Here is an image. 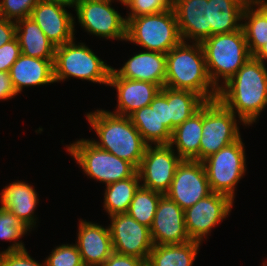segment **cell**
I'll return each mask as SVG.
<instances>
[{
	"label": "cell",
	"instance_id": "cell-3",
	"mask_svg": "<svg viewBox=\"0 0 267 266\" xmlns=\"http://www.w3.org/2000/svg\"><path fill=\"white\" fill-rule=\"evenodd\" d=\"M86 118L100 139L91 140L93 144L139 167L148 144L128 116L101 109L87 113Z\"/></svg>",
	"mask_w": 267,
	"mask_h": 266
},
{
	"label": "cell",
	"instance_id": "cell-10",
	"mask_svg": "<svg viewBox=\"0 0 267 266\" xmlns=\"http://www.w3.org/2000/svg\"><path fill=\"white\" fill-rule=\"evenodd\" d=\"M112 1L77 0L78 22L88 33L105 39L126 40V18L111 6Z\"/></svg>",
	"mask_w": 267,
	"mask_h": 266
},
{
	"label": "cell",
	"instance_id": "cell-5",
	"mask_svg": "<svg viewBox=\"0 0 267 266\" xmlns=\"http://www.w3.org/2000/svg\"><path fill=\"white\" fill-rule=\"evenodd\" d=\"M126 41L147 51L167 54L183 41L174 10L130 18L126 26Z\"/></svg>",
	"mask_w": 267,
	"mask_h": 266
},
{
	"label": "cell",
	"instance_id": "cell-15",
	"mask_svg": "<svg viewBox=\"0 0 267 266\" xmlns=\"http://www.w3.org/2000/svg\"><path fill=\"white\" fill-rule=\"evenodd\" d=\"M150 232L154 245L191 241L186 231L184 210L165 194L159 200Z\"/></svg>",
	"mask_w": 267,
	"mask_h": 266
},
{
	"label": "cell",
	"instance_id": "cell-31",
	"mask_svg": "<svg viewBox=\"0 0 267 266\" xmlns=\"http://www.w3.org/2000/svg\"><path fill=\"white\" fill-rule=\"evenodd\" d=\"M162 195L140 185L134 194L127 213L140 224L150 228Z\"/></svg>",
	"mask_w": 267,
	"mask_h": 266
},
{
	"label": "cell",
	"instance_id": "cell-19",
	"mask_svg": "<svg viewBox=\"0 0 267 266\" xmlns=\"http://www.w3.org/2000/svg\"><path fill=\"white\" fill-rule=\"evenodd\" d=\"M77 243L85 266H102L113 253L109 227L97 223L79 221Z\"/></svg>",
	"mask_w": 267,
	"mask_h": 266
},
{
	"label": "cell",
	"instance_id": "cell-25",
	"mask_svg": "<svg viewBox=\"0 0 267 266\" xmlns=\"http://www.w3.org/2000/svg\"><path fill=\"white\" fill-rule=\"evenodd\" d=\"M202 107L176 127L172 132L170 145L177 148L182 160L199 161L200 140L202 138Z\"/></svg>",
	"mask_w": 267,
	"mask_h": 266
},
{
	"label": "cell",
	"instance_id": "cell-9",
	"mask_svg": "<svg viewBox=\"0 0 267 266\" xmlns=\"http://www.w3.org/2000/svg\"><path fill=\"white\" fill-rule=\"evenodd\" d=\"M236 117L218 99L208 101L202 106L203 136L200 140L199 161L241 137Z\"/></svg>",
	"mask_w": 267,
	"mask_h": 266
},
{
	"label": "cell",
	"instance_id": "cell-39",
	"mask_svg": "<svg viewBox=\"0 0 267 266\" xmlns=\"http://www.w3.org/2000/svg\"><path fill=\"white\" fill-rule=\"evenodd\" d=\"M158 116L162 122L171 131V118L169 104L167 102V87L164 86L158 92Z\"/></svg>",
	"mask_w": 267,
	"mask_h": 266
},
{
	"label": "cell",
	"instance_id": "cell-34",
	"mask_svg": "<svg viewBox=\"0 0 267 266\" xmlns=\"http://www.w3.org/2000/svg\"><path fill=\"white\" fill-rule=\"evenodd\" d=\"M40 0H1L0 17L18 21L30 17L32 9Z\"/></svg>",
	"mask_w": 267,
	"mask_h": 266
},
{
	"label": "cell",
	"instance_id": "cell-14",
	"mask_svg": "<svg viewBox=\"0 0 267 266\" xmlns=\"http://www.w3.org/2000/svg\"><path fill=\"white\" fill-rule=\"evenodd\" d=\"M233 201L226 195L212 192L184 211L185 226L192 241L202 242L213 227L231 212Z\"/></svg>",
	"mask_w": 267,
	"mask_h": 266
},
{
	"label": "cell",
	"instance_id": "cell-13",
	"mask_svg": "<svg viewBox=\"0 0 267 266\" xmlns=\"http://www.w3.org/2000/svg\"><path fill=\"white\" fill-rule=\"evenodd\" d=\"M211 193L202 161L182 160L165 195L185 211Z\"/></svg>",
	"mask_w": 267,
	"mask_h": 266
},
{
	"label": "cell",
	"instance_id": "cell-36",
	"mask_svg": "<svg viewBox=\"0 0 267 266\" xmlns=\"http://www.w3.org/2000/svg\"><path fill=\"white\" fill-rule=\"evenodd\" d=\"M0 266H47L46 260L40 264L31 258L25 249L17 251H2L0 254Z\"/></svg>",
	"mask_w": 267,
	"mask_h": 266
},
{
	"label": "cell",
	"instance_id": "cell-33",
	"mask_svg": "<svg viewBox=\"0 0 267 266\" xmlns=\"http://www.w3.org/2000/svg\"><path fill=\"white\" fill-rule=\"evenodd\" d=\"M47 266H85L75 244L56 246L46 258Z\"/></svg>",
	"mask_w": 267,
	"mask_h": 266
},
{
	"label": "cell",
	"instance_id": "cell-1",
	"mask_svg": "<svg viewBox=\"0 0 267 266\" xmlns=\"http://www.w3.org/2000/svg\"><path fill=\"white\" fill-rule=\"evenodd\" d=\"M266 63L251 57L218 91V100L242 124L251 125L267 106Z\"/></svg>",
	"mask_w": 267,
	"mask_h": 266
},
{
	"label": "cell",
	"instance_id": "cell-18",
	"mask_svg": "<svg viewBox=\"0 0 267 266\" xmlns=\"http://www.w3.org/2000/svg\"><path fill=\"white\" fill-rule=\"evenodd\" d=\"M108 86L117 90V108L112 113L129 116L134 111L148 106L161 90L157 84L118 77L112 70Z\"/></svg>",
	"mask_w": 267,
	"mask_h": 266
},
{
	"label": "cell",
	"instance_id": "cell-7",
	"mask_svg": "<svg viewBox=\"0 0 267 266\" xmlns=\"http://www.w3.org/2000/svg\"><path fill=\"white\" fill-rule=\"evenodd\" d=\"M66 148L87 176L105 185L132 177L137 172L132 163L100 149L89 139L82 138Z\"/></svg>",
	"mask_w": 267,
	"mask_h": 266
},
{
	"label": "cell",
	"instance_id": "cell-30",
	"mask_svg": "<svg viewBox=\"0 0 267 266\" xmlns=\"http://www.w3.org/2000/svg\"><path fill=\"white\" fill-rule=\"evenodd\" d=\"M167 102L171 118V132L206 103L200 95L192 91L176 90L168 87Z\"/></svg>",
	"mask_w": 267,
	"mask_h": 266
},
{
	"label": "cell",
	"instance_id": "cell-20",
	"mask_svg": "<svg viewBox=\"0 0 267 266\" xmlns=\"http://www.w3.org/2000/svg\"><path fill=\"white\" fill-rule=\"evenodd\" d=\"M118 77L148 81L164 87L166 78V54L144 51L132 56L120 69H111Z\"/></svg>",
	"mask_w": 267,
	"mask_h": 266
},
{
	"label": "cell",
	"instance_id": "cell-6",
	"mask_svg": "<svg viewBox=\"0 0 267 266\" xmlns=\"http://www.w3.org/2000/svg\"><path fill=\"white\" fill-rule=\"evenodd\" d=\"M74 40L55 48V82L74 77L108 85L112 67L98 58L86 44H75Z\"/></svg>",
	"mask_w": 267,
	"mask_h": 266
},
{
	"label": "cell",
	"instance_id": "cell-12",
	"mask_svg": "<svg viewBox=\"0 0 267 266\" xmlns=\"http://www.w3.org/2000/svg\"><path fill=\"white\" fill-rule=\"evenodd\" d=\"M108 226L113 252L148 260L154 244L150 228L140 224L128 213L110 216Z\"/></svg>",
	"mask_w": 267,
	"mask_h": 266
},
{
	"label": "cell",
	"instance_id": "cell-42",
	"mask_svg": "<svg viewBox=\"0 0 267 266\" xmlns=\"http://www.w3.org/2000/svg\"><path fill=\"white\" fill-rule=\"evenodd\" d=\"M252 57L265 63L264 61L267 60V42Z\"/></svg>",
	"mask_w": 267,
	"mask_h": 266
},
{
	"label": "cell",
	"instance_id": "cell-37",
	"mask_svg": "<svg viewBox=\"0 0 267 266\" xmlns=\"http://www.w3.org/2000/svg\"><path fill=\"white\" fill-rule=\"evenodd\" d=\"M20 55L21 48L16 37L2 45L0 47V71L9 72Z\"/></svg>",
	"mask_w": 267,
	"mask_h": 266
},
{
	"label": "cell",
	"instance_id": "cell-41",
	"mask_svg": "<svg viewBox=\"0 0 267 266\" xmlns=\"http://www.w3.org/2000/svg\"><path fill=\"white\" fill-rule=\"evenodd\" d=\"M18 95L12 85L9 72L0 71V100H8Z\"/></svg>",
	"mask_w": 267,
	"mask_h": 266
},
{
	"label": "cell",
	"instance_id": "cell-8",
	"mask_svg": "<svg viewBox=\"0 0 267 266\" xmlns=\"http://www.w3.org/2000/svg\"><path fill=\"white\" fill-rule=\"evenodd\" d=\"M241 137L202 161L212 192L228 196L233 202L235 186L246 173V156Z\"/></svg>",
	"mask_w": 267,
	"mask_h": 266
},
{
	"label": "cell",
	"instance_id": "cell-26",
	"mask_svg": "<svg viewBox=\"0 0 267 266\" xmlns=\"http://www.w3.org/2000/svg\"><path fill=\"white\" fill-rule=\"evenodd\" d=\"M211 36L237 31L242 25L244 0H208Z\"/></svg>",
	"mask_w": 267,
	"mask_h": 266
},
{
	"label": "cell",
	"instance_id": "cell-2",
	"mask_svg": "<svg viewBox=\"0 0 267 266\" xmlns=\"http://www.w3.org/2000/svg\"><path fill=\"white\" fill-rule=\"evenodd\" d=\"M164 86L176 90H188L200 95L206 102L218 98L206 66L200 43L182 41L166 54V78ZM210 89V90H209Z\"/></svg>",
	"mask_w": 267,
	"mask_h": 266
},
{
	"label": "cell",
	"instance_id": "cell-11",
	"mask_svg": "<svg viewBox=\"0 0 267 266\" xmlns=\"http://www.w3.org/2000/svg\"><path fill=\"white\" fill-rule=\"evenodd\" d=\"M170 144L147 145L137 172L141 186L166 194L182 159ZM143 181V183H142Z\"/></svg>",
	"mask_w": 267,
	"mask_h": 266
},
{
	"label": "cell",
	"instance_id": "cell-22",
	"mask_svg": "<svg viewBox=\"0 0 267 266\" xmlns=\"http://www.w3.org/2000/svg\"><path fill=\"white\" fill-rule=\"evenodd\" d=\"M1 207L12 212L29 229L36 225L34 211L38 205L36 190L28 183L14 181L1 190Z\"/></svg>",
	"mask_w": 267,
	"mask_h": 266
},
{
	"label": "cell",
	"instance_id": "cell-38",
	"mask_svg": "<svg viewBox=\"0 0 267 266\" xmlns=\"http://www.w3.org/2000/svg\"><path fill=\"white\" fill-rule=\"evenodd\" d=\"M102 266H147V260L113 252Z\"/></svg>",
	"mask_w": 267,
	"mask_h": 266
},
{
	"label": "cell",
	"instance_id": "cell-4",
	"mask_svg": "<svg viewBox=\"0 0 267 266\" xmlns=\"http://www.w3.org/2000/svg\"><path fill=\"white\" fill-rule=\"evenodd\" d=\"M200 44L209 77L218 90L252 57L242 27L231 33L212 35ZM220 77L224 81L221 85Z\"/></svg>",
	"mask_w": 267,
	"mask_h": 266
},
{
	"label": "cell",
	"instance_id": "cell-29",
	"mask_svg": "<svg viewBox=\"0 0 267 266\" xmlns=\"http://www.w3.org/2000/svg\"><path fill=\"white\" fill-rule=\"evenodd\" d=\"M138 172L132 177L106 185L104 208L108 215L127 213L136 190L139 188Z\"/></svg>",
	"mask_w": 267,
	"mask_h": 266
},
{
	"label": "cell",
	"instance_id": "cell-46",
	"mask_svg": "<svg viewBox=\"0 0 267 266\" xmlns=\"http://www.w3.org/2000/svg\"><path fill=\"white\" fill-rule=\"evenodd\" d=\"M262 266H267V262H263V265Z\"/></svg>",
	"mask_w": 267,
	"mask_h": 266
},
{
	"label": "cell",
	"instance_id": "cell-43",
	"mask_svg": "<svg viewBox=\"0 0 267 266\" xmlns=\"http://www.w3.org/2000/svg\"><path fill=\"white\" fill-rule=\"evenodd\" d=\"M43 1H47V2H54V3H58L64 6H68L69 7H73L75 6V3L77 0H43Z\"/></svg>",
	"mask_w": 267,
	"mask_h": 266
},
{
	"label": "cell",
	"instance_id": "cell-16",
	"mask_svg": "<svg viewBox=\"0 0 267 266\" xmlns=\"http://www.w3.org/2000/svg\"><path fill=\"white\" fill-rule=\"evenodd\" d=\"M65 7L58 3L40 0L30 15L55 46L75 39V18Z\"/></svg>",
	"mask_w": 267,
	"mask_h": 266
},
{
	"label": "cell",
	"instance_id": "cell-45",
	"mask_svg": "<svg viewBox=\"0 0 267 266\" xmlns=\"http://www.w3.org/2000/svg\"><path fill=\"white\" fill-rule=\"evenodd\" d=\"M117 1L121 2L123 5L128 7L133 0H117Z\"/></svg>",
	"mask_w": 267,
	"mask_h": 266
},
{
	"label": "cell",
	"instance_id": "cell-23",
	"mask_svg": "<svg viewBox=\"0 0 267 266\" xmlns=\"http://www.w3.org/2000/svg\"><path fill=\"white\" fill-rule=\"evenodd\" d=\"M16 23V38L19 41L21 54L54 61L56 46L46 37L38 24L27 17Z\"/></svg>",
	"mask_w": 267,
	"mask_h": 266
},
{
	"label": "cell",
	"instance_id": "cell-35",
	"mask_svg": "<svg viewBox=\"0 0 267 266\" xmlns=\"http://www.w3.org/2000/svg\"><path fill=\"white\" fill-rule=\"evenodd\" d=\"M127 8H129L130 13L126 17V22L130 18L157 14L173 9V0H133Z\"/></svg>",
	"mask_w": 267,
	"mask_h": 266
},
{
	"label": "cell",
	"instance_id": "cell-17",
	"mask_svg": "<svg viewBox=\"0 0 267 266\" xmlns=\"http://www.w3.org/2000/svg\"><path fill=\"white\" fill-rule=\"evenodd\" d=\"M182 40L201 43L211 36L208 0H173Z\"/></svg>",
	"mask_w": 267,
	"mask_h": 266
},
{
	"label": "cell",
	"instance_id": "cell-47",
	"mask_svg": "<svg viewBox=\"0 0 267 266\" xmlns=\"http://www.w3.org/2000/svg\"><path fill=\"white\" fill-rule=\"evenodd\" d=\"M98 1H114V0H98Z\"/></svg>",
	"mask_w": 267,
	"mask_h": 266
},
{
	"label": "cell",
	"instance_id": "cell-28",
	"mask_svg": "<svg viewBox=\"0 0 267 266\" xmlns=\"http://www.w3.org/2000/svg\"><path fill=\"white\" fill-rule=\"evenodd\" d=\"M243 19L245 22L241 27L249 52L253 56L267 42V4H246L242 21Z\"/></svg>",
	"mask_w": 267,
	"mask_h": 266
},
{
	"label": "cell",
	"instance_id": "cell-40",
	"mask_svg": "<svg viewBox=\"0 0 267 266\" xmlns=\"http://www.w3.org/2000/svg\"><path fill=\"white\" fill-rule=\"evenodd\" d=\"M16 37V23L0 17V47Z\"/></svg>",
	"mask_w": 267,
	"mask_h": 266
},
{
	"label": "cell",
	"instance_id": "cell-27",
	"mask_svg": "<svg viewBox=\"0 0 267 266\" xmlns=\"http://www.w3.org/2000/svg\"><path fill=\"white\" fill-rule=\"evenodd\" d=\"M200 242L154 245L147 260V266H192L199 251Z\"/></svg>",
	"mask_w": 267,
	"mask_h": 266
},
{
	"label": "cell",
	"instance_id": "cell-44",
	"mask_svg": "<svg viewBox=\"0 0 267 266\" xmlns=\"http://www.w3.org/2000/svg\"><path fill=\"white\" fill-rule=\"evenodd\" d=\"M245 4H267L266 0H244Z\"/></svg>",
	"mask_w": 267,
	"mask_h": 266
},
{
	"label": "cell",
	"instance_id": "cell-21",
	"mask_svg": "<svg viewBox=\"0 0 267 266\" xmlns=\"http://www.w3.org/2000/svg\"><path fill=\"white\" fill-rule=\"evenodd\" d=\"M53 62L21 54L9 70L16 93H21L24 87L54 83Z\"/></svg>",
	"mask_w": 267,
	"mask_h": 266
},
{
	"label": "cell",
	"instance_id": "cell-32",
	"mask_svg": "<svg viewBox=\"0 0 267 266\" xmlns=\"http://www.w3.org/2000/svg\"><path fill=\"white\" fill-rule=\"evenodd\" d=\"M31 230L12 212L0 206V240L13 241L12 245L4 251H17L25 249L22 241H18Z\"/></svg>",
	"mask_w": 267,
	"mask_h": 266
},
{
	"label": "cell",
	"instance_id": "cell-24",
	"mask_svg": "<svg viewBox=\"0 0 267 266\" xmlns=\"http://www.w3.org/2000/svg\"><path fill=\"white\" fill-rule=\"evenodd\" d=\"M143 140L151 145L169 144L172 132L159 120L158 94L153 101L128 116Z\"/></svg>",
	"mask_w": 267,
	"mask_h": 266
}]
</instances>
